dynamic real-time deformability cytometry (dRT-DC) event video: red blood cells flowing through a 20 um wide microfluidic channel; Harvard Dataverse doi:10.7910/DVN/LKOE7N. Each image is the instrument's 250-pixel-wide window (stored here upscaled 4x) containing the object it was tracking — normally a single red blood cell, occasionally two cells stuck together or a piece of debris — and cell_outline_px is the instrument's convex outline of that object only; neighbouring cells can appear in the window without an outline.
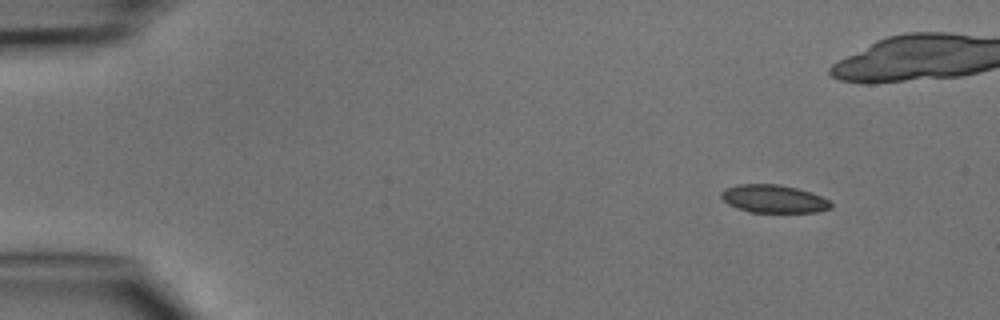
{"species": "common noctule bat (a hibernating species)", "species_latin": "Nyctalus noctula", "temperature_condition": "cold", "stored_images_in_passage": 3, "camera_frame_rate_fps": 3000, "um_per_image_px": 0.085, "animal": {"sex": "male", "body_mass_g": 15.6}, "frame": {"image": 1, "passage_image": 1, "time_ms": 0.0, "image_size_px": [1000, 320], "cell_outline_px": [[832, 208], [816, 212], [748, 212], [728, 204], [720, 196], [720, 192], [724, 188], [736, 184], [780, 184], [812, 192], [828, 200], [832, 204]], "centroid_in_image_um": [65.74, 16.89], "position_along_channel_um": 19.3, "area_um2": 17.98}}